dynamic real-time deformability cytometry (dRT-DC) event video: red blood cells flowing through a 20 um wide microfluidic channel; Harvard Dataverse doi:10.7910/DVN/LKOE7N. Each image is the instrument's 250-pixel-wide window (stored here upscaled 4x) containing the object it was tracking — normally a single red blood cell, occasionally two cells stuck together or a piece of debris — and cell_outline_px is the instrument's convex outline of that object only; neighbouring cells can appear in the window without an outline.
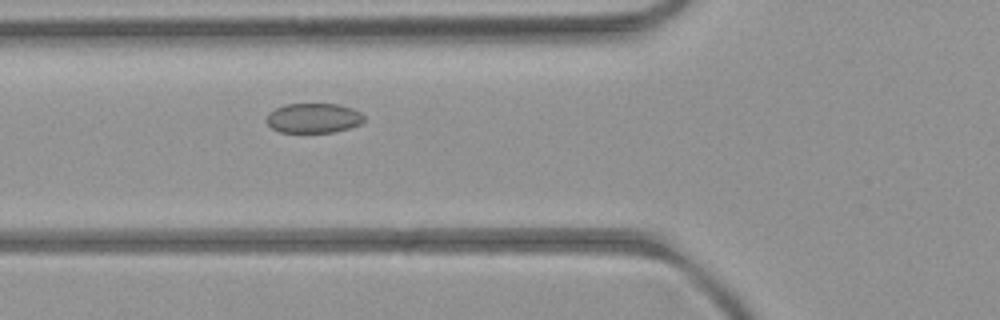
{"species": "common noctule bat (a hibernating species)", "species_latin": "Nyctalus noctula", "temperature_condition": "room temperature", "stored_images_in_passage": 5, "camera_frame_rate_fps": 3000, "um_per_image_px": 0.085, "animal": {"sex": "female", "body_mass_g": 21.9}, "frame": {"image": 1, "passage_image": 5, "time_ms": 4.333, "image_size_px": [1000, 320], "cell_outline_px": [[364, 120], [360, 124], [348, 128], [332, 132], [280, 132], [272, 128], [268, 124], [268, 112], [284, 104], [340, 104], [352, 108], [360, 112], [364, 116]], "centroid_in_image_um": [26.66, 10.03], "position_along_channel_um": 99.1, "area_um2": 16.82}}